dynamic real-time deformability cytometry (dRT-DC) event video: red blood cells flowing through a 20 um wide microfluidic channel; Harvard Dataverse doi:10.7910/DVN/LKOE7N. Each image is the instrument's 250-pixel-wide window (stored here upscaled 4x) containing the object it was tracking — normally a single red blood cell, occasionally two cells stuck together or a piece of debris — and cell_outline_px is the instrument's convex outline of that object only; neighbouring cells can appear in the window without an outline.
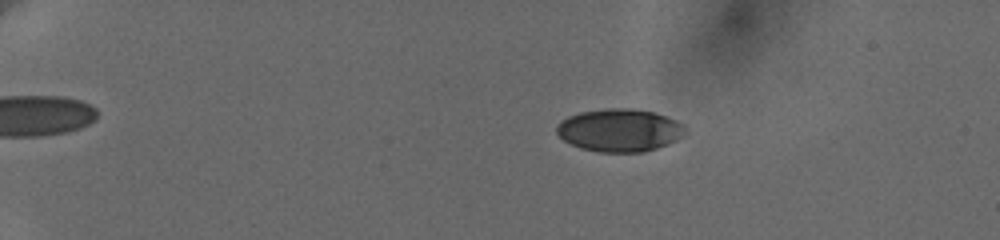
{"species": "human", "species_latin": "Homo sapiens", "temperature_condition": "cold", "stored_images_in_passage": 62, "camera_frame_rate_fps": 3000, "um_per_image_px": 0.085, "donor": {"sex": "female"}, "frame": {"image": 1, "passage_image": 14, "time_ms": 4.667, "image_size_px": [1000, 240], "cell_outline_px": [[684, 128], [680, 136], [676, 140], [668, 144], [644, 152], [600, 152], [580, 148], [564, 140], [556, 132], [556, 124], [560, 120], [568, 116], [580, 112], [608, 108], [632, 108], [656, 112], [684, 124]], "centroid_in_image_um": [52.62, 11.06], "position_along_channel_um": 32.4, "area_um2": 32.02}}
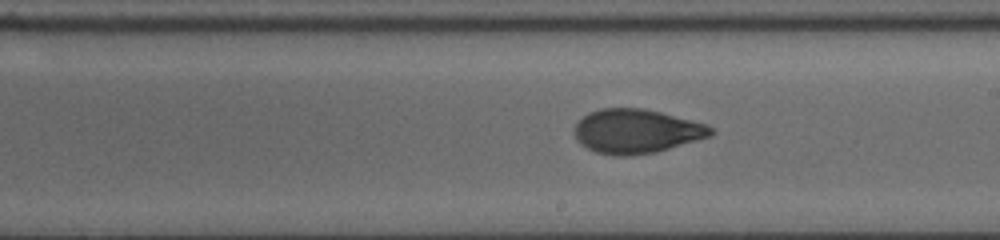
{"frame": {"image": 2, "passage_image": 40, "time_ms": 13.0, "image_size_px": [1000, 240], "cell_outline_px": [[716, 132], [712, 136], [656, 152], [632, 156], [616, 156], [596, 152], [580, 144], [576, 136], [576, 124], [588, 112], [600, 108], [640, 108], [660, 112], [708, 124]], "centroid_in_image_um": [54.13, 11.16], "position_along_channel_um": 234.9, "area_um2": 35.08}}
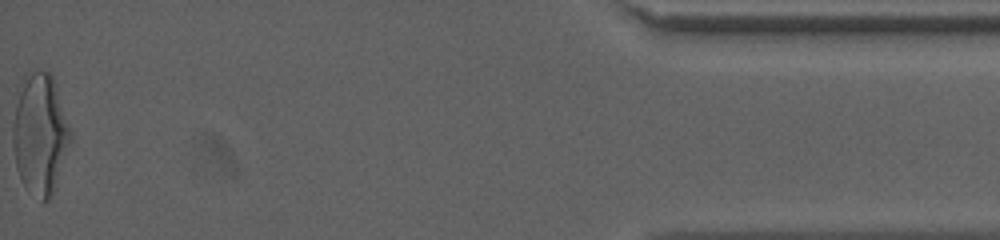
{"frame": {"image": 3, "passage_image": 62, "time_ms": 20.333, "image_size_px": [1000, 240], "cell_outline_px": [[72, 140], [52, 192], [48, 200], [44, 204], [28, 192], [20, 180], [16, 168], [12, 144], [12, 124], [16, 104], [24, 72], [48, 72], [52, 76], [72, 132]], "centroid_in_image_um": [3.38, 11.43], "position_along_channel_um": 431.8, "area_um2": 40.63}, "authors_computed_cell_mechanics": {"area_um2": 34.5933, "velocity_mm_per_s": 3.6465, "shape_relaxation_time_tau1_ms": 4.6941, "shape_relaxation_time_tau2_ms": 1.6866, "deformation_change_tau1": 0.1829, "deformation_change_tau2": 0.0754}}